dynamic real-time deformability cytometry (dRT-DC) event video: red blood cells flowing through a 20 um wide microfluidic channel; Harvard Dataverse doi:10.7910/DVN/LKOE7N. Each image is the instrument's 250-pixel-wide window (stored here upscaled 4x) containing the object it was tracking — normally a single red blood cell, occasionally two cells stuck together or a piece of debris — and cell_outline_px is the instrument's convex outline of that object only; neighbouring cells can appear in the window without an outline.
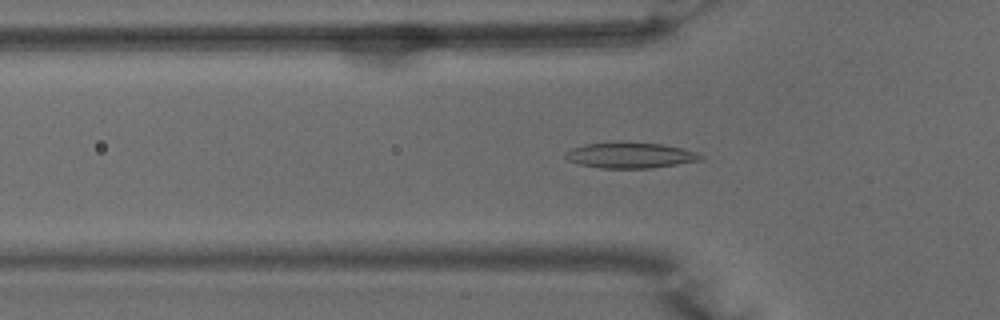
{"species": "common noctule bat (a hibernating species)", "species_latin": "Nyctalus noctula", "temperature_condition": "warm", "stored_images_in_passage": 50, "camera_frame_rate_fps": 3000, "um_per_image_px": 0.085, "animal": {"sex": "male", "body_mass_g": 15.6}, "frame": {"image": 1, "passage_image": 16, "time_ms": 5.0, "image_size_px": [1000, 320], "cell_outline_px": [[704, 156], [700, 160], [652, 168], [600, 168], [580, 164], [568, 160], [564, 156], [564, 152], [572, 148], [584, 144], [624, 140], [664, 144], [696, 152]], "centroid_in_image_um": [53.53, 13.17], "position_along_channel_um": 72.3, "area_um2": 20.63}}
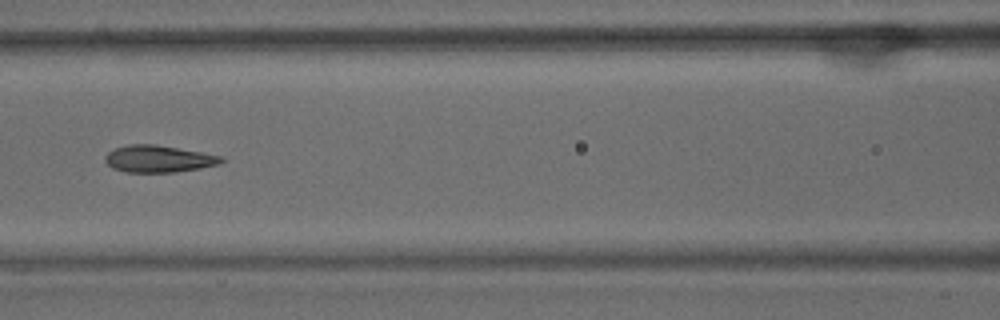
{"frame": {"image": 2, "passage_image": 22, "time_ms": 7.0, "image_size_px": [1000, 320], "cell_outline_px": [[224, 160], [220, 164], [200, 168], [172, 172], [124, 172], [112, 168], [104, 160], [104, 156], [108, 152], [116, 148], [128, 144], [152, 144], [224, 156]], "centroid_in_image_um": [13.45, 13.5], "position_along_channel_um": 153.1, "area_um2": 18.15}}
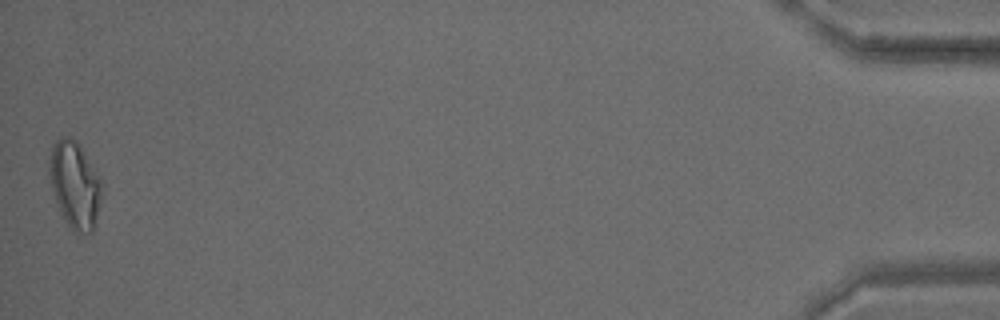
{"frame": {"image": 3, "passage_image": 50, "time_ms": 16.333, "image_size_px": [1000, 320], "cell_outline_px": [[100, 196], [92, 232], [80, 232], [72, 228], [68, 224], [60, 212], [52, 188], [48, 168], [48, 164], [52, 144], [60, 136], [72, 136], [100, 176]], "centroid_in_image_um": [6.31, 15.63], "position_along_channel_um": 428.9, "area_um2": 25.72}, "authors_computed_cell_mechanics": {"area_um2": 19.1029, "velocity_mm_per_s": 3.9769, "shape_relaxation_time_tau1_ms": 6.2316, "shape_relaxation_time_tau2_ms": 1.2974, "deformation_change_tau1": 0.2008, "deformation_change_tau2": 0.095}}